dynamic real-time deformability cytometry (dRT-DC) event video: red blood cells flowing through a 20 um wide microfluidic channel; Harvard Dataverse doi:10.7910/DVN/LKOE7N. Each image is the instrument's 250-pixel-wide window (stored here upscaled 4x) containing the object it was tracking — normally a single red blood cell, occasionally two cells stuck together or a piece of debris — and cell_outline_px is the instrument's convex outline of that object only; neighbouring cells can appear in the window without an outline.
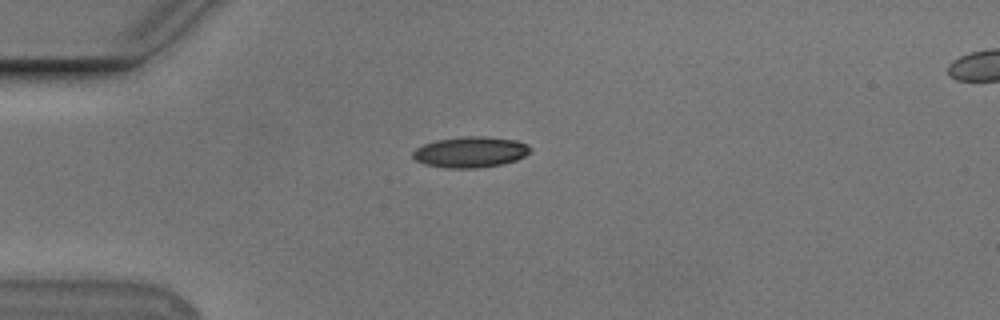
{"species": "Egyptian fruit bat (a non-hibernating species)", "species_latin": "Rousettus aegyptiacus", "temperature_condition": "cold", "stored_images_in_passage": 41, "camera_frame_rate_fps": 3000, "um_per_image_px": 0.085, "animal": {"sex": "male"}, "frame": {"image": 1, "passage_image": 1, "time_ms": 0.0, "image_size_px": [1000, 320], "cell_outline_px": [[532, 152], [516, 160], [504, 164], [476, 168], [444, 168], [424, 164], [416, 160], [412, 156], [412, 152], [416, 148], [424, 144], [436, 140], [460, 136], [488, 136], [516, 140], [528, 144], [532, 148]], "centroid_in_image_um": [40.01, 12.92], "position_along_channel_um": 45.0, "area_um2": 21.44}}
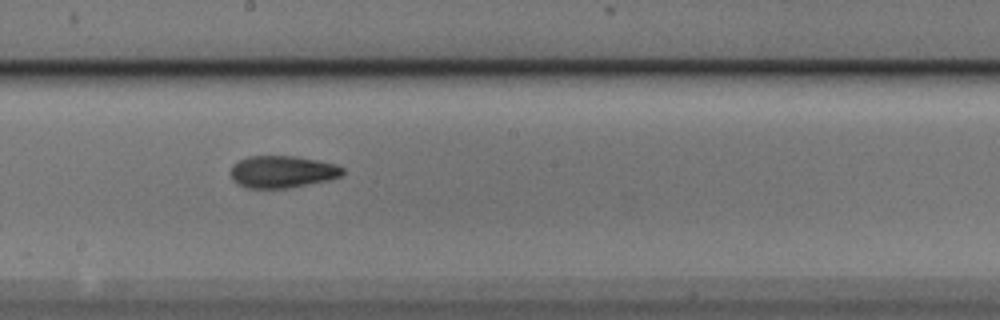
{"frame": {"image": 2, "passage_image": 17, "time_ms": 5.333, "image_size_px": [1000, 320], "cell_outline_px": [[344, 172], [340, 176], [328, 180], [288, 188], [244, 188], [232, 180], [232, 164], [248, 156], [292, 156], [316, 160], [336, 164], [344, 168]], "centroid_in_image_um": [23.98, 14.6], "position_along_channel_um": 224.2, "area_um2": 20.87}}
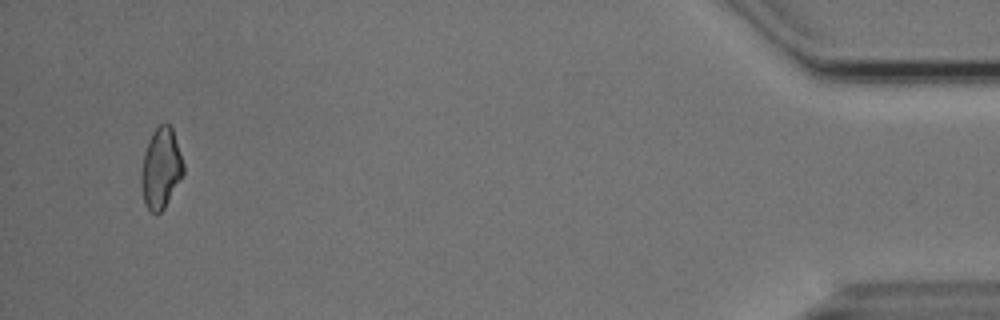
{"frame": {"image": 3, "passage_image": 39, "time_ms": 12.667, "image_size_px": [1000, 320], "cell_outline_px": [[184, 172], [164, 208], [160, 212], [152, 212], [144, 204], [140, 184], [140, 172], [144, 152], [148, 140], [152, 132], [160, 124], [168, 124], [172, 128], [184, 164]], "centroid_in_image_um": [13.65, 14.3], "position_along_channel_um": 421.6, "area_um2": 19.71}, "authors_computed_cell_mechanics": {"area_um2": 20.519, "velocity_mm_per_s": 3.7639, "shape_relaxation_time_tau1_ms": 5.0298, "shape_relaxation_time_tau2_ms": 1.4819, "deformation_change_tau1": 0.1358, "deformation_change_tau2": 0.0709}}